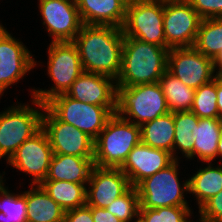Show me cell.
Returning <instances> with one entry per match:
<instances>
[{
    "mask_svg": "<svg viewBox=\"0 0 222 222\" xmlns=\"http://www.w3.org/2000/svg\"><path fill=\"white\" fill-rule=\"evenodd\" d=\"M123 41L122 28L83 24L72 42L77 47L84 72L116 80L121 70Z\"/></svg>",
    "mask_w": 222,
    "mask_h": 222,
    "instance_id": "cell-1",
    "label": "cell"
},
{
    "mask_svg": "<svg viewBox=\"0 0 222 222\" xmlns=\"http://www.w3.org/2000/svg\"><path fill=\"white\" fill-rule=\"evenodd\" d=\"M168 49L124 36L121 70L117 87L159 82L167 71Z\"/></svg>",
    "mask_w": 222,
    "mask_h": 222,
    "instance_id": "cell-2",
    "label": "cell"
},
{
    "mask_svg": "<svg viewBox=\"0 0 222 222\" xmlns=\"http://www.w3.org/2000/svg\"><path fill=\"white\" fill-rule=\"evenodd\" d=\"M140 142V126L114 113L94 140V165L121 168L129 153Z\"/></svg>",
    "mask_w": 222,
    "mask_h": 222,
    "instance_id": "cell-3",
    "label": "cell"
},
{
    "mask_svg": "<svg viewBox=\"0 0 222 222\" xmlns=\"http://www.w3.org/2000/svg\"><path fill=\"white\" fill-rule=\"evenodd\" d=\"M168 112L170 111L159 82L117 87L115 113L127 121L141 126Z\"/></svg>",
    "mask_w": 222,
    "mask_h": 222,
    "instance_id": "cell-4",
    "label": "cell"
},
{
    "mask_svg": "<svg viewBox=\"0 0 222 222\" xmlns=\"http://www.w3.org/2000/svg\"><path fill=\"white\" fill-rule=\"evenodd\" d=\"M32 101L37 110L29 104H18L0 113V159L7 156L8 161L23 142L42 128L45 104L34 98Z\"/></svg>",
    "mask_w": 222,
    "mask_h": 222,
    "instance_id": "cell-5",
    "label": "cell"
},
{
    "mask_svg": "<svg viewBox=\"0 0 222 222\" xmlns=\"http://www.w3.org/2000/svg\"><path fill=\"white\" fill-rule=\"evenodd\" d=\"M48 49V72L54 82L49 90L33 89L32 97L45 104L56 95L66 93L84 72L76 45L72 41L51 42Z\"/></svg>",
    "mask_w": 222,
    "mask_h": 222,
    "instance_id": "cell-6",
    "label": "cell"
},
{
    "mask_svg": "<svg viewBox=\"0 0 222 222\" xmlns=\"http://www.w3.org/2000/svg\"><path fill=\"white\" fill-rule=\"evenodd\" d=\"M45 106L60 120L86 133L93 140L104 129L107 120L116 112V106H100L81 102L59 94Z\"/></svg>",
    "mask_w": 222,
    "mask_h": 222,
    "instance_id": "cell-7",
    "label": "cell"
},
{
    "mask_svg": "<svg viewBox=\"0 0 222 222\" xmlns=\"http://www.w3.org/2000/svg\"><path fill=\"white\" fill-rule=\"evenodd\" d=\"M178 160L142 180L137 186L140 208L188 206L184 192L189 191L188 179L182 184L178 176Z\"/></svg>",
    "mask_w": 222,
    "mask_h": 222,
    "instance_id": "cell-8",
    "label": "cell"
},
{
    "mask_svg": "<svg viewBox=\"0 0 222 222\" xmlns=\"http://www.w3.org/2000/svg\"><path fill=\"white\" fill-rule=\"evenodd\" d=\"M164 0H131L126 7L123 35L166 48Z\"/></svg>",
    "mask_w": 222,
    "mask_h": 222,
    "instance_id": "cell-9",
    "label": "cell"
},
{
    "mask_svg": "<svg viewBox=\"0 0 222 222\" xmlns=\"http://www.w3.org/2000/svg\"><path fill=\"white\" fill-rule=\"evenodd\" d=\"M201 21L188 0H164L166 48L193 47Z\"/></svg>",
    "mask_w": 222,
    "mask_h": 222,
    "instance_id": "cell-10",
    "label": "cell"
},
{
    "mask_svg": "<svg viewBox=\"0 0 222 222\" xmlns=\"http://www.w3.org/2000/svg\"><path fill=\"white\" fill-rule=\"evenodd\" d=\"M42 128L47 133L53 154L94 157V140L73 125L60 121L46 106Z\"/></svg>",
    "mask_w": 222,
    "mask_h": 222,
    "instance_id": "cell-11",
    "label": "cell"
},
{
    "mask_svg": "<svg viewBox=\"0 0 222 222\" xmlns=\"http://www.w3.org/2000/svg\"><path fill=\"white\" fill-rule=\"evenodd\" d=\"M167 71L193 89L215 77L213 60L194 47L171 48L167 56Z\"/></svg>",
    "mask_w": 222,
    "mask_h": 222,
    "instance_id": "cell-12",
    "label": "cell"
},
{
    "mask_svg": "<svg viewBox=\"0 0 222 222\" xmlns=\"http://www.w3.org/2000/svg\"><path fill=\"white\" fill-rule=\"evenodd\" d=\"M53 150L47 133L41 128L23 142L7 163L33 177L30 185H40L46 178Z\"/></svg>",
    "mask_w": 222,
    "mask_h": 222,
    "instance_id": "cell-13",
    "label": "cell"
},
{
    "mask_svg": "<svg viewBox=\"0 0 222 222\" xmlns=\"http://www.w3.org/2000/svg\"><path fill=\"white\" fill-rule=\"evenodd\" d=\"M52 42L73 41L83 25L75 0H38Z\"/></svg>",
    "mask_w": 222,
    "mask_h": 222,
    "instance_id": "cell-14",
    "label": "cell"
},
{
    "mask_svg": "<svg viewBox=\"0 0 222 222\" xmlns=\"http://www.w3.org/2000/svg\"><path fill=\"white\" fill-rule=\"evenodd\" d=\"M30 51L0 24V88H6L22 79L36 67Z\"/></svg>",
    "mask_w": 222,
    "mask_h": 222,
    "instance_id": "cell-15",
    "label": "cell"
},
{
    "mask_svg": "<svg viewBox=\"0 0 222 222\" xmlns=\"http://www.w3.org/2000/svg\"><path fill=\"white\" fill-rule=\"evenodd\" d=\"M87 185L86 205L98 208H106L131 187L120 168L97 166L93 167Z\"/></svg>",
    "mask_w": 222,
    "mask_h": 222,
    "instance_id": "cell-16",
    "label": "cell"
},
{
    "mask_svg": "<svg viewBox=\"0 0 222 222\" xmlns=\"http://www.w3.org/2000/svg\"><path fill=\"white\" fill-rule=\"evenodd\" d=\"M173 161L170 152L140 142L129 153L120 169L128 177L130 185L136 187L142 180L166 168Z\"/></svg>",
    "mask_w": 222,
    "mask_h": 222,
    "instance_id": "cell-17",
    "label": "cell"
},
{
    "mask_svg": "<svg viewBox=\"0 0 222 222\" xmlns=\"http://www.w3.org/2000/svg\"><path fill=\"white\" fill-rule=\"evenodd\" d=\"M66 94L88 104L116 106V80L105 75L83 72Z\"/></svg>",
    "mask_w": 222,
    "mask_h": 222,
    "instance_id": "cell-18",
    "label": "cell"
},
{
    "mask_svg": "<svg viewBox=\"0 0 222 222\" xmlns=\"http://www.w3.org/2000/svg\"><path fill=\"white\" fill-rule=\"evenodd\" d=\"M131 0H75L83 24L122 28Z\"/></svg>",
    "mask_w": 222,
    "mask_h": 222,
    "instance_id": "cell-19",
    "label": "cell"
},
{
    "mask_svg": "<svg viewBox=\"0 0 222 222\" xmlns=\"http://www.w3.org/2000/svg\"><path fill=\"white\" fill-rule=\"evenodd\" d=\"M94 157L53 154L45 180H60L87 185Z\"/></svg>",
    "mask_w": 222,
    "mask_h": 222,
    "instance_id": "cell-20",
    "label": "cell"
},
{
    "mask_svg": "<svg viewBox=\"0 0 222 222\" xmlns=\"http://www.w3.org/2000/svg\"><path fill=\"white\" fill-rule=\"evenodd\" d=\"M27 222H63L65 210L40 185L26 191Z\"/></svg>",
    "mask_w": 222,
    "mask_h": 222,
    "instance_id": "cell-21",
    "label": "cell"
},
{
    "mask_svg": "<svg viewBox=\"0 0 222 222\" xmlns=\"http://www.w3.org/2000/svg\"><path fill=\"white\" fill-rule=\"evenodd\" d=\"M141 142L152 148L163 149L172 154L175 136L174 113L168 112L141 126Z\"/></svg>",
    "mask_w": 222,
    "mask_h": 222,
    "instance_id": "cell-22",
    "label": "cell"
},
{
    "mask_svg": "<svg viewBox=\"0 0 222 222\" xmlns=\"http://www.w3.org/2000/svg\"><path fill=\"white\" fill-rule=\"evenodd\" d=\"M221 130L222 120L219 118H199L193 143V158L197 155L202 163L213 161L217 157Z\"/></svg>",
    "mask_w": 222,
    "mask_h": 222,
    "instance_id": "cell-23",
    "label": "cell"
},
{
    "mask_svg": "<svg viewBox=\"0 0 222 222\" xmlns=\"http://www.w3.org/2000/svg\"><path fill=\"white\" fill-rule=\"evenodd\" d=\"M40 186L65 211L86 205L87 185L60 180H44Z\"/></svg>",
    "mask_w": 222,
    "mask_h": 222,
    "instance_id": "cell-24",
    "label": "cell"
},
{
    "mask_svg": "<svg viewBox=\"0 0 222 222\" xmlns=\"http://www.w3.org/2000/svg\"><path fill=\"white\" fill-rule=\"evenodd\" d=\"M212 166L211 162H208V166L200 168L188 179V192L196 197L198 208L222 190V163L215 168Z\"/></svg>",
    "mask_w": 222,
    "mask_h": 222,
    "instance_id": "cell-25",
    "label": "cell"
},
{
    "mask_svg": "<svg viewBox=\"0 0 222 222\" xmlns=\"http://www.w3.org/2000/svg\"><path fill=\"white\" fill-rule=\"evenodd\" d=\"M175 136L173 141V159L178 160L175 151H181L187 159L193 158V143L199 118L192 111L175 112Z\"/></svg>",
    "mask_w": 222,
    "mask_h": 222,
    "instance_id": "cell-26",
    "label": "cell"
},
{
    "mask_svg": "<svg viewBox=\"0 0 222 222\" xmlns=\"http://www.w3.org/2000/svg\"><path fill=\"white\" fill-rule=\"evenodd\" d=\"M159 83L170 112L175 113L191 110L195 89L186 86L168 71L163 74Z\"/></svg>",
    "mask_w": 222,
    "mask_h": 222,
    "instance_id": "cell-27",
    "label": "cell"
},
{
    "mask_svg": "<svg viewBox=\"0 0 222 222\" xmlns=\"http://www.w3.org/2000/svg\"><path fill=\"white\" fill-rule=\"evenodd\" d=\"M193 47L214 60L222 50V18L202 19Z\"/></svg>",
    "mask_w": 222,
    "mask_h": 222,
    "instance_id": "cell-28",
    "label": "cell"
},
{
    "mask_svg": "<svg viewBox=\"0 0 222 222\" xmlns=\"http://www.w3.org/2000/svg\"><path fill=\"white\" fill-rule=\"evenodd\" d=\"M2 177L0 175V222H27L26 191L10 193Z\"/></svg>",
    "mask_w": 222,
    "mask_h": 222,
    "instance_id": "cell-29",
    "label": "cell"
},
{
    "mask_svg": "<svg viewBox=\"0 0 222 222\" xmlns=\"http://www.w3.org/2000/svg\"><path fill=\"white\" fill-rule=\"evenodd\" d=\"M216 74L213 80L195 89L191 110L198 118H218Z\"/></svg>",
    "mask_w": 222,
    "mask_h": 222,
    "instance_id": "cell-30",
    "label": "cell"
},
{
    "mask_svg": "<svg viewBox=\"0 0 222 222\" xmlns=\"http://www.w3.org/2000/svg\"><path fill=\"white\" fill-rule=\"evenodd\" d=\"M139 194L137 188L131 186L125 193L116 198L106 209L122 222H131L139 217Z\"/></svg>",
    "mask_w": 222,
    "mask_h": 222,
    "instance_id": "cell-31",
    "label": "cell"
},
{
    "mask_svg": "<svg viewBox=\"0 0 222 222\" xmlns=\"http://www.w3.org/2000/svg\"><path fill=\"white\" fill-rule=\"evenodd\" d=\"M189 206H171L161 208H139V218L143 222H191Z\"/></svg>",
    "mask_w": 222,
    "mask_h": 222,
    "instance_id": "cell-32",
    "label": "cell"
},
{
    "mask_svg": "<svg viewBox=\"0 0 222 222\" xmlns=\"http://www.w3.org/2000/svg\"><path fill=\"white\" fill-rule=\"evenodd\" d=\"M200 222H222V190L199 208Z\"/></svg>",
    "mask_w": 222,
    "mask_h": 222,
    "instance_id": "cell-33",
    "label": "cell"
},
{
    "mask_svg": "<svg viewBox=\"0 0 222 222\" xmlns=\"http://www.w3.org/2000/svg\"><path fill=\"white\" fill-rule=\"evenodd\" d=\"M202 19L222 18V0H189Z\"/></svg>",
    "mask_w": 222,
    "mask_h": 222,
    "instance_id": "cell-34",
    "label": "cell"
},
{
    "mask_svg": "<svg viewBox=\"0 0 222 222\" xmlns=\"http://www.w3.org/2000/svg\"><path fill=\"white\" fill-rule=\"evenodd\" d=\"M63 222H93L91 209L85 205L65 211Z\"/></svg>",
    "mask_w": 222,
    "mask_h": 222,
    "instance_id": "cell-35",
    "label": "cell"
},
{
    "mask_svg": "<svg viewBox=\"0 0 222 222\" xmlns=\"http://www.w3.org/2000/svg\"><path fill=\"white\" fill-rule=\"evenodd\" d=\"M91 209L93 222H122L106 208L88 206Z\"/></svg>",
    "mask_w": 222,
    "mask_h": 222,
    "instance_id": "cell-36",
    "label": "cell"
},
{
    "mask_svg": "<svg viewBox=\"0 0 222 222\" xmlns=\"http://www.w3.org/2000/svg\"><path fill=\"white\" fill-rule=\"evenodd\" d=\"M218 118L222 120V80L216 75Z\"/></svg>",
    "mask_w": 222,
    "mask_h": 222,
    "instance_id": "cell-37",
    "label": "cell"
},
{
    "mask_svg": "<svg viewBox=\"0 0 222 222\" xmlns=\"http://www.w3.org/2000/svg\"><path fill=\"white\" fill-rule=\"evenodd\" d=\"M214 70L218 71L222 67V50L217 55V57L213 60Z\"/></svg>",
    "mask_w": 222,
    "mask_h": 222,
    "instance_id": "cell-38",
    "label": "cell"
},
{
    "mask_svg": "<svg viewBox=\"0 0 222 222\" xmlns=\"http://www.w3.org/2000/svg\"><path fill=\"white\" fill-rule=\"evenodd\" d=\"M217 156H221V158H222V130H221L220 138L218 141Z\"/></svg>",
    "mask_w": 222,
    "mask_h": 222,
    "instance_id": "cell-39",
    "label": "cell"
},
{
    "mask_svg": "<svg viewBox=\"0 0 222 222\" xmlns=\"http://www.w3.org/2000/svg\"><path fill=\"white\" fill-rule=\"evenodd\" d=\"M216 75L222 80V67L216 72Z\"/></svg>",
    "mask_w": 222,
    "mask_h": 222,
    "instance_id": "cell-40",
    "label": "cell"
},
{
    "mask_svg": "<svg viewBox=\"0 0 222 222\" xmlns=\"http://www.w3.org/2000/svg\"><path fill=\"white\" fill-rule=\"evenodd\" d=\"M134 222H143V221L138 217L136 221L134 220Z\"/></svg>",
    "mask_w": 222,
    "mask_h": 222,
    "instance_id": "cell-41",
    "label": "cell"
},
{
    "mask_svg": "<svg viewBox=\"0 0 222 222\" xmlns=\"http://www.w3.org/2000/svg\"><path fill=\"white\" fill-rule=\"evenodd\" d=\"M4 91L0 88V96H2Z\"/></svg>",
    "mask_w": 222,
    "mask_h": 222,
    "instance_id": "cell-42",
    "label": "cell"
}]
</instances>
